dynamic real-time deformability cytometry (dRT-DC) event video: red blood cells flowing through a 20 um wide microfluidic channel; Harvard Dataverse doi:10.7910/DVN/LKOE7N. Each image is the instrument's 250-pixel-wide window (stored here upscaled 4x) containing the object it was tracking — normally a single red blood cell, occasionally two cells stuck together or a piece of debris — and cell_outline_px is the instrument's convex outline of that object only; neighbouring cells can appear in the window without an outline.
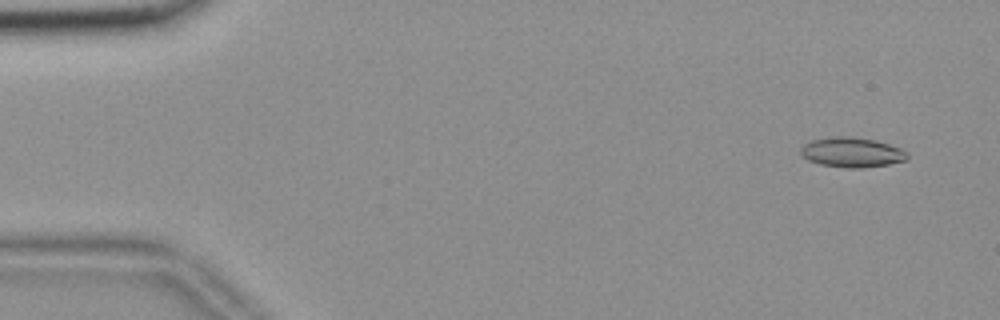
{"species": "common noctule bat (a hibernating species)", "species_latin": "Nyctalus noctula", "temperature_condition": "room temperature", "stored_images_in_passage": 54, "camera_frame_rate_fps": 3000, "um_per_image_px": 0.085, "animal": {"sex": "female", "body_mass_g": 18.4}, "frame": {"image": 1, "passage_image": 2, "time_ms": 0.333, "image_size_px": [1000, 320], "cell_outline_px": [[908, 160], [888, 164], [860, 168], [848, 168], [820, 164], [808, 160], [800, 156], [800, 148], [804, 144], [812, 140], [836, 136], [852, 136], [876, 140], [900, 148], [908, 152]], "centroid_in_image_um": [72.4, 12.94], "position_along_channel_um": 12.6, "area_um2": 18.67}}
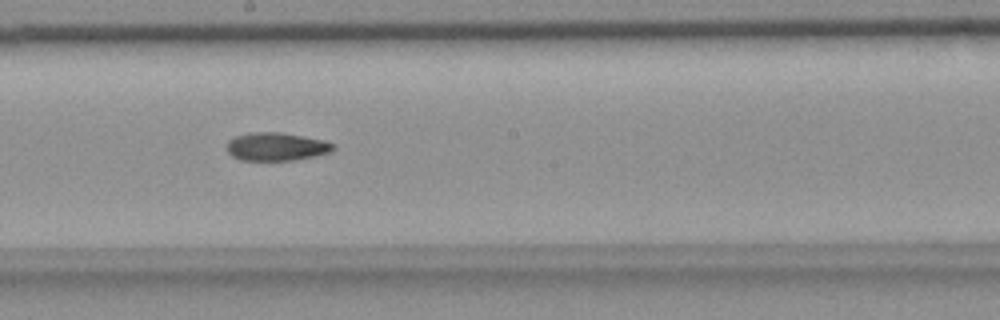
{"frame": {"image": 2, "passage_image": 29, "time_ms": 9.333, "image_size_px": [1000, 320], "cell_outline_px": [[336, 148], [332, 152], [292, 160], [240, 160], [232, 156], [228, 152], [228, 140], [236, 136], [248, 132], [280, 132], [304, 136], [324, 140], [336, 144]], "centroid_in_image_um": [23.52, 12.45], "position_along_channel_um": 224.7, "area_um2": 17.51}}
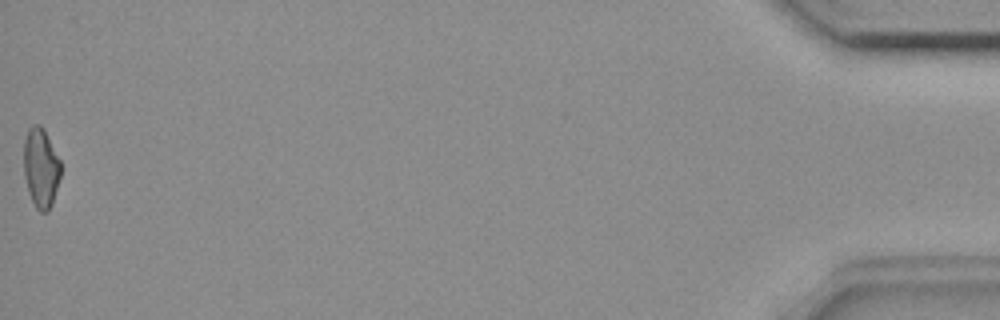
{"frame": {"image": 3, "passage_image": 54, "time_ms": 17.667, "image_size_px": [1000, 320], "cell_outline_px": [[60, 176], [52, 204], [48, 212], [40, 212], [36, 208], [28, 192], [24, 176], [24, 140], [28, 128], [32, 124], [40, 124], [44, 128], [60, 160]], "centroid_in_image_um": [3.46, 14.24], "position_along_channel_um": 431.7, "area_um2": 17.22}, "authors_computed_cell_mechanics": {"area_um2": 17.5423, "velocity_mm_per_s": 3.6887, "shape_relaxation_time_tau1_ms": null, "shape_relaxation_time_tau2_ms": 7.75, "deformation_change_tau1": null, "deformation_change_tau2": 0.1522}}